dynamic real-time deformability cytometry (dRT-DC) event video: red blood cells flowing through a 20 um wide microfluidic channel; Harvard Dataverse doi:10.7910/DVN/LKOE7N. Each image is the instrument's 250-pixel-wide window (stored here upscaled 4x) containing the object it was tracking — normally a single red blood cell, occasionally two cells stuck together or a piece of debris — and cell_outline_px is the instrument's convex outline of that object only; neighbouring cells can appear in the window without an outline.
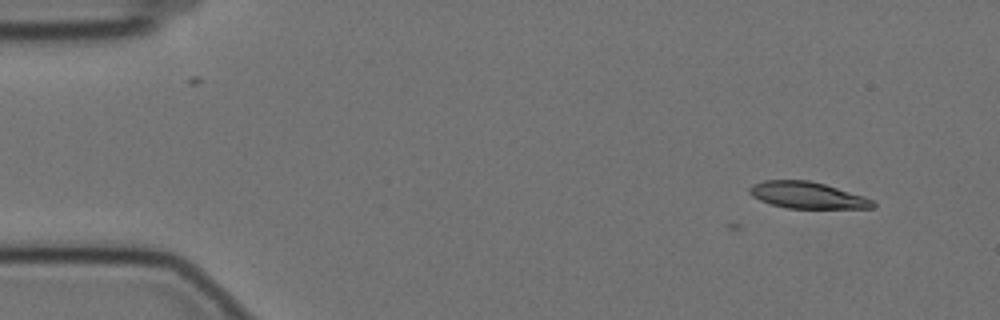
{"species": "Egyptian fruit bat (a non-hibernating species)", "species_latin": "Rousettus aegyptiacus", "temperature_condition": "cold", "stored_images_in_passage": 13, "camera_frame_rate_fps": 3000, "um_per_image_px": 0.085, "animal": {"sex": "female"}, "frame": {"image": 1, "passage_image": 1, "time_ms": 0.0, "image_size_px": [1000, 320], "cell_outline_px": [[876, 208], [788, 208], [772, 204], [760, 200], [752, 196], [748, 192], [748, 188], [752, 184], [764, 180], [808, 180], [824, 184], [864, 196], [872, 200], [876, 204]], "centroid_in_image_um": [68.6, 16.59], "position_along_channel_um": 16.4, "area_um2": 19.02}}